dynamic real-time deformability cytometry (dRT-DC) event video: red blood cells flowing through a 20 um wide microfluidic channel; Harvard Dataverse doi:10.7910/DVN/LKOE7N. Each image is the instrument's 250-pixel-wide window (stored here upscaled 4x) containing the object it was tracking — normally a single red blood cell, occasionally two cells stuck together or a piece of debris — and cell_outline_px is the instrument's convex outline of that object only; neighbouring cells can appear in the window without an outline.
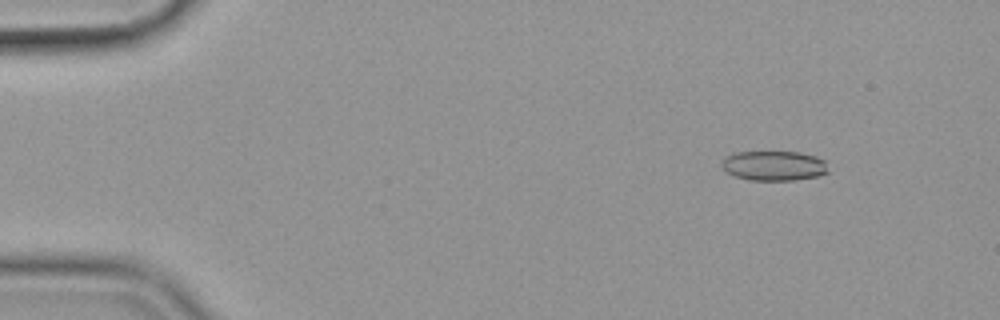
{"species": "common noctule bat (a hibernating species)", "species_latin": "Nyctalus noctula", "temperature_condition": "cold", "stored_images_in_passage": 57, "camera_frame_rate_fps": 3000, "um_per_image_px": 0.085, "animal": {"sex": "female", "body_mass_g": 19.9}, "frame": {"image": 1, "passage_image": 7, "time_ms": 2.0, "image_size_px": [1000, 320], "cell_outline_px": [[828, 172], [816, 176], [796, 180], [748, 180], [736, 176], [728, 172], [720, 164], [732, 152], [800, 152], [816, 156], [824, 160]], "centroid_in_image_um": [65.79, 14.08], "position_along_channel_um": 19.2, "area_um2": 18.32}}
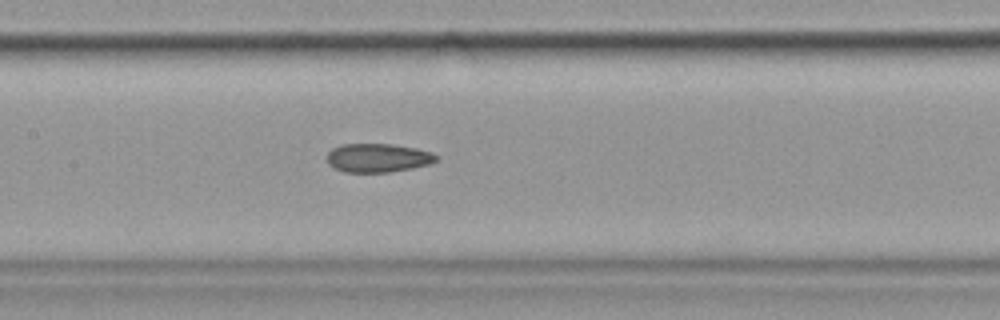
{"frame": {"image": 2, "passage_image": 28, "time_ms": 9.0, "image_size_px": [1000, 320], "cell_outline_px": [[440, 160], [428, 164], [412, 168], [388, 172], [344, 172], [328, 164], [328, 152], [332, 148], [340, 144], [392, 144], [416, 148], [432, 152], [440, 156]], "centroid_in_image_um": [32.16, 13.41], "position_along_channel_um": 175.2, "area_um2": 18.38}}
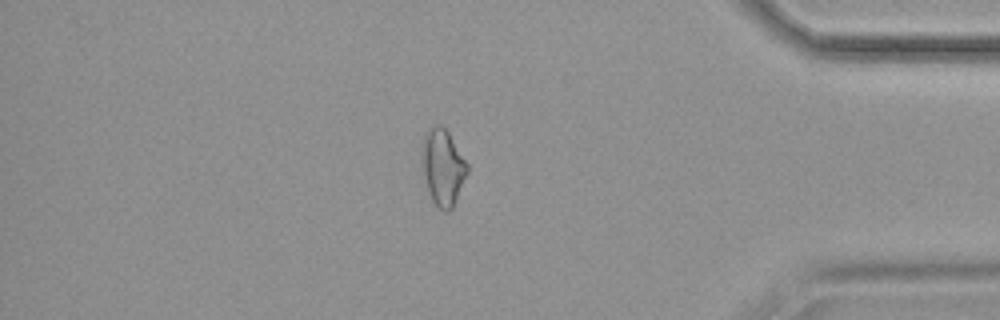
{"frame": {"image": 3, "passage_image": 49, "time_ms": 16.0, "image_size_px": [1000, 320], "cell_outline_px": [[468, 172], [452, 208], [448, 212], [444, 212], [432, 200], [420, 164], [420, 144], [424, 132], [432, 124], [440, 124], [448, 132], [468, 164]], "centroid_in_image_um": [37.59, 14.14], "position_along_channel_um": 397.6, "area_um2": 20.46}, "authors_computed_cell_mechanics": {"area_um2": 19.1896, "velocity_mm_per_s": 3.5953, "shape_relaxation_time_tau1_ms": null, "shape_relaxation_time_tau2_ms": 4.3892, "deformation_change_tau1": null, "deformation_change_tau2": 0.1016}}